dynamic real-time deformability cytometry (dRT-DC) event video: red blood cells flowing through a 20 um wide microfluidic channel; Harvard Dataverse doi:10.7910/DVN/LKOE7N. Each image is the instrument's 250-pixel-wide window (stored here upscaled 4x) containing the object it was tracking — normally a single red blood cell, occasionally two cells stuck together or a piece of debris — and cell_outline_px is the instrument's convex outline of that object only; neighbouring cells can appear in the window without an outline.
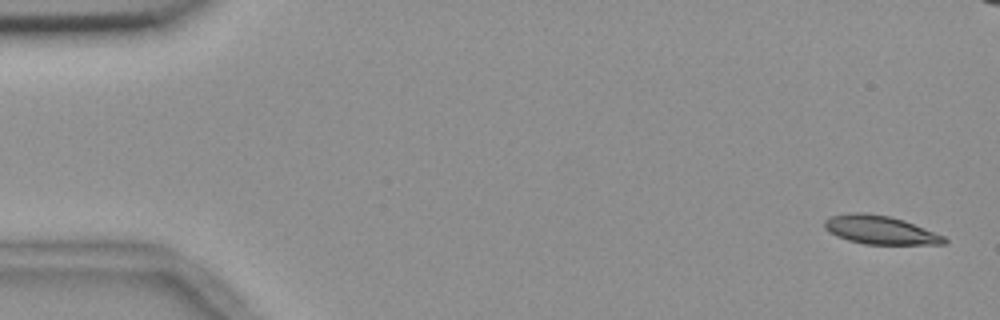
{"species": "common noctule bat (a hibernating species)", "species_latin": "Nyctalus noctula", "temperature_condition": "room temperature", "stored_images_in_passage": 55, "camera_frame_rate_fps": 3000, "um_per_image_px": 0.085, "animal": {"sex": "female", "body_mass_g": 18.4}, "frame": {"image": 1, "passage_image": 1, "time_ms": 0.0, "image_size_px": [1000, 320], "cell_outline_px": [[948, 240], [944, 244], [864, 244], [848, 240], [836, 236], [828, 232], [824, 228], [824, 220], [832, 216], [852, 212], [864, 212], [888, 216], [904, 220], [944, 236]], "centroid_in_image_um": [74.77, 19.54], "position_along_channel_um": 10.2, "area_um2": 19.83}}
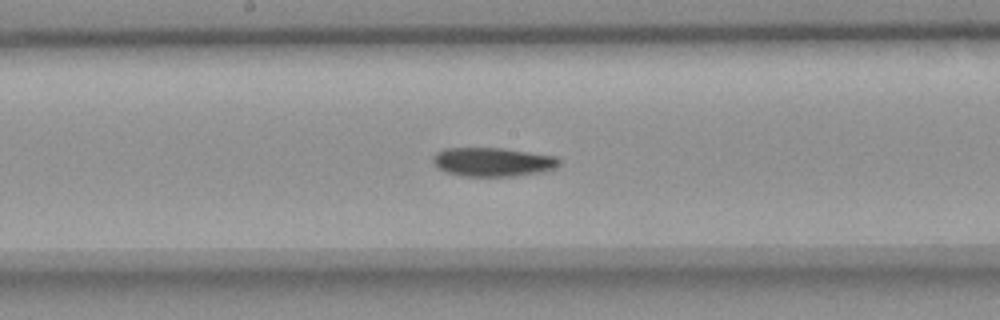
{"frame": {"image": 2, "passage_image": 28, "time_ms": 9.0, "image_size_px": [1000, 320], "cell_outline_px": [[560, 164], [556, 168], [544, 172], [516, 176], [460, 176], [444, 172], [436, 168], [432, 160], [432, 156], [436, 152], [444, 148], [504, 148], [556, 156], [560, 160]], "centroid_in_image_um": [41.87, 13.77], "position_along_channel_um": 206.3, "area_um2": 21.68}}
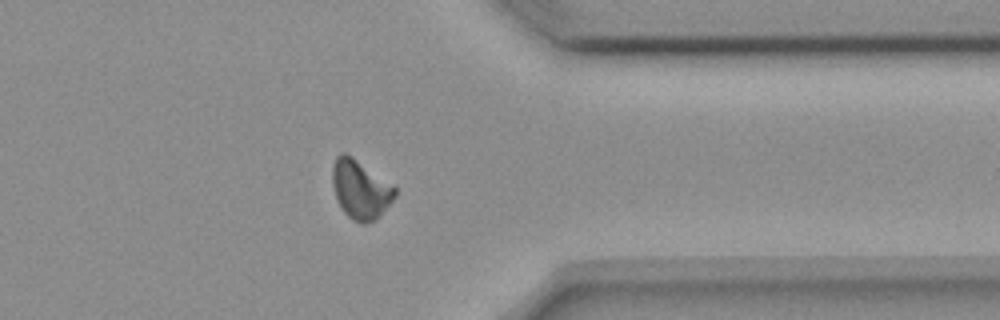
{"frame": {"image": 3, "passage_image": 43, "time_ms": 14.0, "image_size_px": [1000, 320], "cell_outline_px": [[396, 196], [380, 216], [376, 220], [364, 224], [360, 224], [352, 220], [344, 212], [336, 200], [332, 184], [332, 164], [336, 156], [340, 152], [344, 152], [352, 156], [396, 188]], "centroid_in_image_um": [30.6, 16.12], "position_along_channel_um": 380.8, "area_um2": 21.56}, "authors_computed_cell_mechanics": {"area_um2": 20.9236, "velocity_mm_per_s": 3.6602, "shape_relaxation_time_tau1_ms": null, "shape_relaxation_time_tau2_ms": 6.6244, "deformation_change_tau1": null, "deformation_change_tau2": 0.1279}}